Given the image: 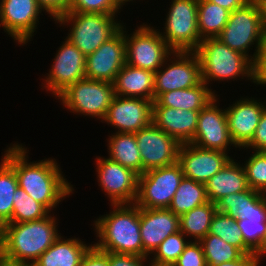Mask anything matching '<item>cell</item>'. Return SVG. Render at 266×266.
<instances>
[{
  "mask_svg": "<svg viewBox=\"0 0 266 266\" xmlns=\"http://www.w3.org/2000/svg\"><path fill=\"white\" fill-rule=\"evenodd\" d=\"M26 153L22 145L13 144L6 150L3 159L15 170L19 187L51 211L74 189L63 177L54 159L28 163Z\"/></svg>",
  "mask_w": 266,
  "mask_h": 266,
  "instance_id": "6da1fadb",
  "label": "cell"
},
{
  "mask_svg": "<svg viewBox=\"0 0 266 266\" xmlns=\"http://www.w3.org/2000/svg\"><path fill=\"white\" fill-rule=\"evenodd\" d=\"M55 220L48 215L38 220L3 225L0 252L11 259L34 264L60 236Z\"/></svg>",
  "mask_w": 266,
  "mask_h": 266,
  "instance_id": "7a4b0ae2",
  "label": "cell"
},
{
  "mask_svg": "<svg viewBox=\"0 0 266 266\" xmlns=\"http://www.w3.org/2000/svg\"><path fill=\"white\" fill-rule=\"evenodd\" d=\"M112 206L115 210L94 222L100 240L93 245L103 252L143 257L139 207L135 203Z\"/></svg>",
  "mask_w": 266,
  "mask_h": 266,
  "instance_id": "3957f363",
  "label": "cell"
},
{
  "mask_svg": "<svg viewBox=\"0 0 266 266\" xmlns=\"http://www.w3.org/2000/svg\"><path fill=\"white\" fill-rule=\"evenodd\" d=\"M200 60L202 81L235 79L240 75L253 80V62L241 52L229 48L218 38L202 39L195 50Z\"/></svg>",
  "mask_w": 266,
  "mask_h": 266,
  "instance_id": "277c9868",
  "label": "cell"
},
{
  "mask_svg": "<svg viewBox=\"0 0 266 266\" xmlns=\"http://www.w3.org/2000/svg\"><path fill=\"white\" fill-rule=\"evenodd\" d=\"M229 48L241 52L248 58V49L256 44L255 54L250 60L254 63L262 45L266 41V32L257 0H250L241 8L230 12L228 22L216 37ZM255 42V43H254Z\"/></svg>",
  "mask_w": 266,
  "mask_h": 266,
  "instance_id": "5b68a950",
  "label": "cell"
},
{
  "mask_svg": "<svg viewBox=\"0 0 266 266\" xmlns=\"http://www.w3.org/2000/svg\"><path fill=\"white\" fill-rule=\"evenodd\" d=\"M114 19L110 14L67 12L56 21L61 25L73 22L66 38L86 57L121 29V23Z\"/></svg>",
  "mask_w": 266,
  "mask_h": 266,
  "instance_id": "8992f818",
  "label": "cell"
},
{
  "mask_svg": "<svg viewBox=\"0 0 266 266\" xmlns=\"http://www.w3.org/2000/svg\"><path fill=\"white\" fill-rule=\"evenodd\" d=\"M184 174L179 162L144 172L138 177L135 204L139 208H169Z\"/></svg>",
  "mask_w": 266,
  "mask_h": 266,
  "instance_id": "52a82bcc",
  "label": "cell"
},
{
  "mask_svg": "<svg viewBox=\"0 0 266 266\" xmlns=\"http://www.w3.org/2000/svg\"><path fill=\"white\" fill-rule=\"evenodd\" d=\"M161 36L173 51H195L202 39L198 31V0H173Z\"/></svg>",
  "mask_w": 266,
  "mask_h": 266,
  "instance_id": "ba28073f",
  "label": "cell"
},
{
  "mask_svg": "<svg viewBox=\"0 0 266 266\" xmlns=\"http://www.w3.org/2000/svg\"><path fill=\"white\" fill-rule=\"evenodd\" d=\"M114 96L113 83L84 78L71 84L58 98L74 113L103 120Z\"/></svg>",
  "mask_w": 266,
  "mask_h": 266,
  "instance_id": "9c48e42d",
  "label": "cell"
},
{
  "mask_svg": "<svg viewBox=\"0 0 266 266\" xmlns=\"http://www.w3.org/2000/svg\"><path fill=\"white\" fill-rule=\"evenodd\" d=\"M126 39V63L128 65L153 71L163 68L173 50L162 38L160 31L150 26H140L133 35L125 36Z\"/></svg>",
  "mask_w": 266,
  "mask_h": 266,
  "instance_id": "30bf717a",
  "label": "cell"
},
{
  "mask_svg": "<svg viewBox=\"0 0 266 266\" xmlns=\"http://www.w3.org/2000/svg\"><path fill=\"white\" fill-rule=\"evenodd\" d=\"M142 159V174L178 162L181 143L153 123L135 133Z\"/></svg>",
  "mask_w": 266,
  "mask_h": 266,
  "instance_id": "8fae6325",
  "label": "cell"
},
{
  "mask_svg": "<svg viewBox=\"0 0 266 266\" xmlns=\"http://www.w3.org/2000/svg\"><path fill=\"white\" fill-rule=\"evenodd\" d=\"M176 56L165 70L154 73V100L162 93L187 89L202 82L200 60L195 51H173Z\"/></svg>",
  "mask_w": 266,
  "mask_h": 266,
  "instance_id": "7c38bea8",
  "label": "cell"
},
{
  "mask_svg": "<svg viewBox=\"0 0 266 266\" xmlns=\"http://www.w3.org/2000/svg\"><path fill=\"white\" fill-rule=\"evenodd\" d=\"M123 26L94 53L86 56L85 76L87 79L113 83L116 75L126 64V31Z\"/></svg>",
  "mask_w": 266,
  "mask_h": 266,
  "instance_id": "4fadbf2b",
  "label": "cell"
},
{
  "mask_svg": "<svg viewBox=\"0 0 266 266\" xmlns=\"http://www.w3.org/2000/svg\"><path fill=\"white\" fill-rule=\"evenodd\" d=\"M96 162L100 187L111 198V204H134L139 175L109 158L99 157Z\"/></svg>",
  "mask_w": 266,
  "mask_h": 266,
  "instance_id": "5bb4252c",
  "label": "cell"
},
{
  "mask_svg": "<svg viewBox=\"0 0 266 266\" xmlns=\"http://www.w3.org/2000/svg\"><path fill=\"white\" fill-rule=\"evenodd\" d=\"M153 101L141 98L114 96L102 121L122 133H136L152 123Z\"/></svg>",
  "mask_w": 266,
  "mask_h": 266,
  "instance_id": "9a60e30c",
  "label": "cell"
},
{
  "mask_svg": "<svg viewBox=\"0 0 266 266\" xmlns=\"http://www.w3.org/2000/svg\"><path fill=\"white\" fill-rule=\"evenodd\" d=\"M85 61L82 52L66 38L54 58L44 87L58 97L71 84L86 78Z\"/></svg>",
  "mask_w": 266,
  "mask_h": 266,
  "instance_id": "2e32d148",
  "label": "cell"
},
{
  "mask_svg": "<svg viewBox=\"0 0 266 266\" xmlns=\"http://www.w3.org/2000/svg\"><path fill=\"white\" fill-rule=\"evenodd\" d=\"M216 101L217 98L200 110L195 136L191 143L203 149L227 153V147L235 143L229 133L226 109H219Z\"/></svg>",
  "mask_w": 266,
  "mask_h": 266,
  "instance_id": "e0dca14e",
  "label": "cell"
},
{
  "mask_svg": "<svg viewBox=\"0 0 266 266\" xmlns=\"http://www.w3.org/2000/svg\"><path fill=\"white\" fill-rule=\"evenodd\" d=\"M42 9L37 0H2L0 3V26L20 45L26 44L36 29Z\"/></svg>",
  "mask_w": 266,
  "mask_h": 266,
  "instance_id": "ac0fdd59",
  "label": "cell"
},
{
  "mask_svg": "<svg viewBox=\"0 0 266 266\" xmlns=\"http://www.w3.org/2000/svg\"><path fill=\"white\" fill-rule=\"evenodd\" d=\"M230 160L231 158L225 152L203 149L192 143L181 145L178 158L184 177L203 184Z\"/></svg>",
  "mask_w": 266,
  "mask_h": 266,
  "instance_id": "d6986e66",
  "label": "cell"
},
{
  "mask_svg": "<svg viewBox=\"0 0 266 266\" xmlns=\"http://www.w3.org/2000/svg\"><path fill=\"white\" fill-rule=\"evenodd\" d=\"M143 257H148L168 236L180 231L179 216L169 208H139Z\"/></svg>",
  "mask_w": 266,
  "mask_h": 266,
  "instance_id": "ffe728a7",
  "label": "cell"
},
{
  "mask_svg": "<svg viewBox=\"0 0 266 266\" xmlns=\"http://www.w3.org/2000/svg\"><path fill=\"white\" fill-rule=\"evenodd\" d=\"M236 102L228 107L226 117L235 147L243 148L252 140L266 105L250 98Z\"/></svg>",
  "mask_w": 266,
  "mask_h": 266,
  "instance_id": "44dd1931",
  "label": "cell"
},
{
  "mask_svg": "<svg viewBox=\"0 0 266 266\" xmlns=\"http://www.w3.org/2000/svg\"><path fill=\"white\" fill-rule=\"evenodd\" d=\"M199 112L153 106L152 123L181 144L191 143L195 136Z\"/></svg>",
  "mask_w": 266,
  "mask_h": 266,
  "instance_id": "7402d4cb",
  "label": "cell"
},
{
  "mask_svg": "<svg viewBox=\"0 0 266 266\" xmlns=\"http://www.w3.org/2000/svg\"><path fill=\"white\" fill-rule=\"evenodd\" d=\"M116 96L141 98L154 101V72L127 63L113 82Z\"/></svg>",
  "mask_w": 266,
  "mask_h": 266,
  "instance_id": "603a6c76",
  "label": "cell"
},
{
  "mask_svg": "<svg viewBox=\"0 0 266 266\" xmlns=\"http://www.w3.org/2000/svg\"><path fill=\"white\" fill-rule=\"evenodd\" d=\"M248 188L243 166L233 159L205 183L208 201L214 204L229 194L243 192Z\"/></svg>",
  "mask_w": 266,
  "mask_h": 266,
  "instance_id": "cb8c5ba5",
  "label": "cell"
},
{
  "mask_svg": "<svg viewBox=\"0 0 266 266\" xmlns=\"http://www.w3.org/2000/svg\"><path fill=\"white\" fill-rule=\"evenodd\" d=\"M206 85L202 81L199 85L192 88L176 89L162 93L153 101V106L200 111L216 98L215 93Z\"/></svg>",
  "mask_w": 266,
  "mask_h": 266,
  "instance_id": "d4e9b609",
  "label": "cell"
},
{
  "mask_svg": "<svg viewBox=\"0 0 266 266\" xmlns=\"http://www.w3.org/2000/svg\"><path fill=\"white\" fill-rule=\"evenodd\" d=\"M59 238L38 258L33 266H80L83 256L92 246L81 240Z\"/></svg>",
  "mask_w": 266,
  "mask_h": 266,
  "instance_id": "484cf974",
  "label": "cell"
},
{
  "mask_svg": "<svg viewBox=\"0 0 266 266\" xmlns=\"http://www.w3.org/2000/svg\"><path fill=\"white\" fill-rule=\"evenodd\" d=\"M264 194L248 188L243 192L229 194L216 203L217 212L245 220L265 205Z\"/></svg>",
  "mask_w": 266,
  "mask_h": 266,
  "instance_id": "4316f807",
  "label": "cell"
},
{
  "mask_svg": "<svg viewBox=\"0 0 266 266\" xmlns=\"http://www.w3.org/2000/svg\"><path fill=\"white\" fill-rule=\"evenodd\" d=\"M110 160L142 175V159L138 149L135 133L116 132L108 141Z\"/></svg>",
  "mask_w": 266,
  "mask_h": 266,
  "instance_id": "83f0119b",
  "label": "cell"
},
{
  "mask_svg": "<svg viewBox=\"0 0 266 266\" xmlns=\"http://www.w3.org/2000/svg\"><path fill=\"white\" fill-rule=\"evenodd\" d=\"M216 211V204L210 201L193 208L179 217L180 231L186 237L193 236L195 241H200L209 233Z\"/></svg>",
  "mask_w": 266,
  "mask_h": 266,
  "instance_id": "f1b7e54d",
  "label": "cell"
},
{
  "mask_svg": "<svg viewBox=\"0 0 266 266\" xmlns=\"http://www.w3.org/2000/svg\"><path fill=\"white\" fill-rule=\"evenodd\" d=\"M207 202L205 184L183 177L169 209L180 217L184 213Z\"/></svg>",
  "mask_w": 266,
  "mask_h": 266,
  "instance_id": "f546056e",
  "label": "cell"
},
{
  "mask_svg": "<svg viewBox=\"0 0 266 266\" xmlns=\"http://www.w3.org/2000/svg\"><path fill=\"white\" fill-rule=\"evenodd\" d=\"M230 11L209 2L198 0V31L201 39L216 38L228 22Z\"/></svg>",
  "mask_w": 266,
  "mask_h": 266,
  "instance_id": "4dcf8cb0",
  "label": "cell"
},
{
  "mask_svg": "<svg viewBox=\"0 0 266 266\" xmlns=\"http://www.w3.org/2000/svg\"><path fill=\"white\" fill-rule=\"evenodd\" d=\"M220 237L224 242L238 248L243 254L254 253L244 242L238 221L226 214L217 212L214 214L209 233Z\"/></svg>",
  "mask_w": 266,
  "mask_h": 266,
  "instance_id": "1f68e13d",
  "label": "cell"
},
{
  "mask_svg": "<svg viewBox=\"0 0 266 266\" xmlns=\"http://www.w3.org/2000/svg\"><path fill=\"white\" fill-rule=\"evenodd\" d=\"M19 187L15 170L2 159L0 163V228L9 223L13 213V195Z\"/></svg>",
  "mask_w": 266,
  "mask_h": 266,
  "instance_id": "d6a6232c",
  "label": "cell"
},
{
  "mask_svg": "<svg viewBox=\"0 0 266 266\" xmlns=\"http://www.w3.org/2000/svg\"><path fill=\"white\" fill-rule=\"evenodd\" d=\"M49 213L50 211L43 204L18 187L13 195V213L9 223L38 220L45 218Z\"/></svg>",
  "mask_w": 266,
  "mask_h": 266,
  "instance_id": "836d02e7",
  "label": "cell"
},
{
  "mask_svg": "<svg viewBox=\"0 0 266 266\" xmlns=\"http://www.w3.org/2000/svg\"><path fill=\"white\" fill-rule=\"evenodd\" d=\"M199 242L202 245L207 266H215L223 262L235 261L243 255L238 248L212 234H207Z\"/></svg>",
  "mask_w": 266,
  "mask_h": 266,
  "instance_id": "e575fe53",
  "label": "cell"
},
{
  "mask_svg": "<svg viewBox=\"0 0 266 266\" xmlns=\"http://www.w3.org/2000/svg\"><path fill=\"white\" fill-rule=\"evenodd\" d=\"M245 244L255 252L266 233V204L245 220H237Z\"/></svg>",
  "mask_w": 266,
  "mask_h": 266,
  "instance_id": "d590c367",
  "label": "cell"
},
{
  "mask_svg": "<svg viewBox=\"0 0 266 266\" xmlns=\"http://www.w3.org/2000/svg\"><path fill=\"white\" fill-rule=\"evenodd\" d=\"M185 235L178 231L168 236L154 251L152 263L159 265H173L190 241H186Z\"/></svg>",
  "mask_w": 266,
  "mask_h": 266,
  "instance_id": "8d00e7d4",
  "label": "cell"
},
{
  "mask_svg": "<svg viewBox=\"0 0 266 266\" xmlns=\"http://www.w3.org/2000/svg\"><path fill=\"white\" fill-rule=\"evenodd\" d=\"M243 166L248 187L266 192V151H255Z\"/></svg>",
  "mask_w": 266,
  "mask_h": 266,
  "instance_id": "74e56055",
  "label": "cell"
},
{
  "mask_svg": "<svg viewBox=\"0 0 266 266\" xmlns=\"http://www.w3.org/2000/svg\"><path fill=\"white\" fill-rule=\"evenodd\" d=\"M121 6L118 0H73L68 12L116 15Z\"/></svg>",
  "mask_w": 266,
  "mask_h": 266,
  "instance_id": "f35d334b",
  "label": "cell"
},
{
  "mask_svg": "<svg viewBox=\"0 0 266 266\" xmlns=\"http://www.w3.org/2000/svg\"><path fill=\"white\" fill-rule=\"evenodd\" d=\"M173 266H207L201 243L190 241Z\"/></svg>",
  "mask_w": 266,
  "mask_h": 266,
  "instance_id": "ab89813d",
  "label": "cell"
},
{
  "mask_svg": "<svg viewBox=\"0 0 266 266\" xmlns=\"http://www.w3.org/2000/svg\"><path fill=\"white\" fill-rule=\"evenodd\" d=\"M38 6L48 12L54 20H57L62 15L69 11L71 2L69 0H37Z\"/></svg>",
  "mask_w": 266,
  "mask_h": 266,
  "instance_id": "60d3db41",
  "label": "cell"
},
{
  "mask_svg": "<svg viewBox=\"0 0 266 266\" xmlns=\"http://www.w3.org/2000/svg\"><path fill=\"white\" fill-rule=\"evenodd\" d=\"M147 257L108 252L109 266H143Z\"/></svg>",
  "mask_w": 266,
  "mask_h": 266,
  "instance_id": "b9f144b4",
  "label": "cell"
},
{
  "mask_svg": "<svg viewBox=\"0 0 266 266\" xmlns=\"http://www.w3.org/2000/svg\"><path fill=\"white\" fill-rule=\"evenodd\" d=\"M253 148L254 151H266V108L256 128L252 140L244 148Z\"/></svg>",
  "mask_w": 266,
  "mask_h": 266,
  "instance_id": "7bdbcfd3",
  "label": "cell"
},
{
  "mask_svg": "<svg viewBox=\"0 0 266 266\" xmlns=\"http://www.w3.org/2000/svg\"><path fill=\"white\" fill-rule=\"evenodd\" d=\"M80 266H109L108 252H103L92 245L83 256Z\"/></svg>",
  "mask_w": 266,
  "mask_h": 266,
  "instance_id": "ee69618b",
  "label": "cell"
},
{
  "mask_svg": "<svg viewBox=\"0 0 266 266\" xmlns=\"http://www.w3.org/2000/svg\"><path fill=\"white\" fill-rule=\"evenodd\" d=\"M253 82L256 84H266V41L262 45L257 59L253 64Z\"/></svg>",
  "mask_w": 266,
  "mask_h": 266,
  "instance_id": "f6af8a7d",
  "label": "cell"
},
{
  "mask_svg": "<svg viewBox=\"0 0 266 266\" xmlns=\"http://www.w3.org/2000/svg\"><path fill=\"white\" fill-rule=\"evenodd\" d=\"M261 260L254 254H243L235 261L223 262L215 266H259Z\"/></svg>",
  "mask_w": 266,
  "mask_h": 266,
  "instance_id": "bcb514c9",
  "label": "cell"
},
{
  "mask_svg": "<svg viewBox=\"0 0 266 266\" xmlns=\"http://www.w3.org/2000/svg\"><path fill=\"white\" fill-rule=\"evenodd\" d=\"M209 2L215 3L230 12L234 11L235 9L241 8L250 0H208Z\"/></svg>",
  "mask_w": 266,
  "mask_h": 266,
  "instance_id": "7dc6e473",
  "label": "cell"
},
{
  "mask_svg": "<svg viewBox=\"0 0 266 266\" xmlns=\"http://www.w3.org/2000/svg\"><path fill=\"white\" fill-rule=\"evenodd\" d=\"M0 266H33V264L11 259L0 252Z\"/></svg>",
  "mask_w": 266,
  "mask_h": 266,
  "instance_id": "c3c4849f",
  "label": "cell"
},
{
  "mask_svg": "<svg viewBox=\"0 0 266 266\" xmlns=\"http://www.w3.org/2000/svg\"><path fill=\"white\" fill-rule=\"evenodd\" d=\"M261 9L262 23L266 32V0H257Z\"/></svg>",
  "mask_w": 266,
  "mask_h": 266,
  "instance_id": "681fc988",
  "label": "cell"
},
{
  "mask_svg": "<svg viewBox=\"0 0 266 266\" xmlns=\"http://www.w3.org/2000/svg\"><path fill=\"white\" fill-rule=\"evenodd\" d=\"M254 254L260 259V256L266 254V233L261 241L260 247L254 252Z\"/></svg>",
  "mask_w": 266,
  "mask_h": 266,
  "instance_id": "f907efd6",
  "label": "cell"
},
{
  "mask_svg": "<svg viewBox=\"0 0 266 266\" xmlns=\"http://www.w3.org/2000/svg\"><path fill=\"white\" fill-rule=\"evenodd\" d=\"M130 2L131 0H118V3H119V5L121 6V7H123L122 5H125L124 3L125 2ZM133 1V0H132Z\"/></svg>",
  "mask_w": 266,
  "mask_h": 266,
  "instance_id": "816d5d0a",
  "label": "cell"
},
{
  "mask_svg": "<svg viewBox=\"0 0 266 266\" xmlns=\"http://www.w3.org/2000/svg\"><path fill=\"white\" fill-rule=\"evenodd\" d=\"M149 265H151V266H173V265H159V264H155V263H149Z\"/></svg>",
  "mask_w": 266,
  "mask_h": 266,
  "instance_id": "f5cc1de1",
  "label": "cell"
},
{
  "mask_svg": "<svg viewBox=\"0 0 266 266\" xmlns=\"http://www.w3.org/2000/svg\"><path fill=\"white\" fill-rule=\"evenodd\" d=\"M265 203H266V192L264 193Z\"/></svg>",
  "mask_w": 266,
  "mask_h": 266,
  "instance_id": "db71d44e",
  "label": "cell"
}]
</instances>
